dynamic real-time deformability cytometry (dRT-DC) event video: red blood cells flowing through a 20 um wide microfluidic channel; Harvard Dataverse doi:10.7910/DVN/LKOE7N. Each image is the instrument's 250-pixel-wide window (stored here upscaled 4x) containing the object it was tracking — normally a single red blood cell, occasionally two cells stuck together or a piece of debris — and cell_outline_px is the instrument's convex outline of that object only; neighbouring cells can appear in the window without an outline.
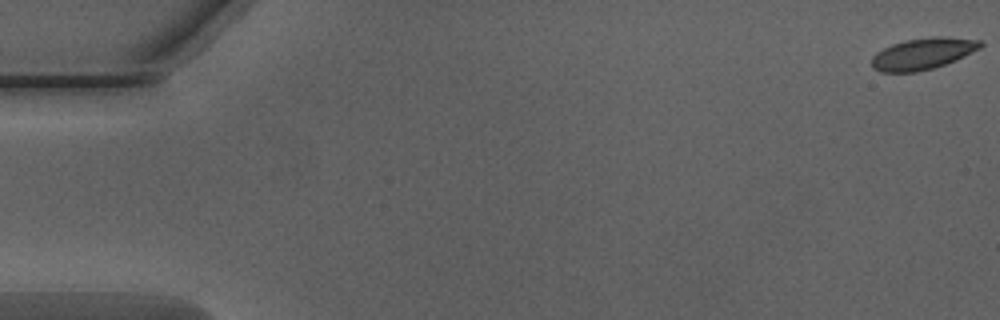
{"species": "Egyptian fruit bat (a non-hibernating species)", "species_latin": "Rousettus aegyptiacus", "temperature_condition": "warm", "stored_images_in_passage": 4, "camera_frame_rate_fps": 3000, "um_per_image_px": 0.085, "animal": {"sex": "male"}, "frame": {"image": 1, "passage_image": 1, "time_ms": 0.0, "image_size_px": [1000, 320], "cell_outline_px": [[984, 44], [980, 48], [956, 60], [932, 68], [916, 72], [880, 72], [872, 68], [872, 56], [876, 52], [892, 44], [904, 40], [936, 36], [944, 36], [980, 40]], "centroid_in_image_um": [78.43, 4.56], "position_along_channel_um": 6.6, "area_um2": 19.94}}